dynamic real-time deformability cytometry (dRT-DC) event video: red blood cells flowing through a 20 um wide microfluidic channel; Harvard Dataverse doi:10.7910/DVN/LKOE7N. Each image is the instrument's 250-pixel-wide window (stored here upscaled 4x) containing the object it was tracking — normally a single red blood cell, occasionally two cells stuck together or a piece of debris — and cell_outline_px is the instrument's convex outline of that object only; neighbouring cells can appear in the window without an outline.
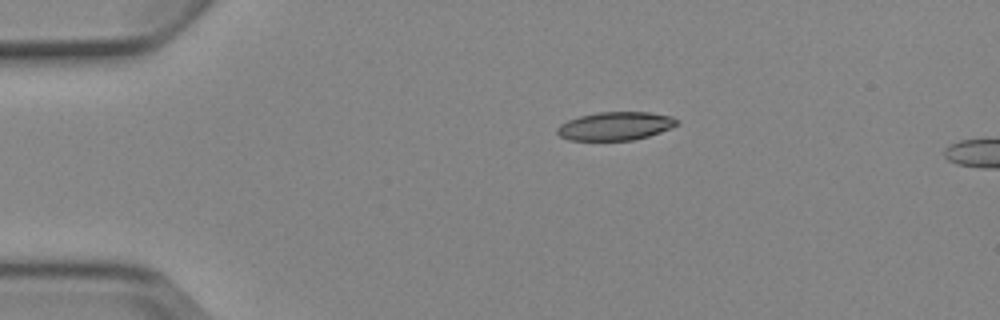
{"species": "Egyptian fruit bat (a non-hibernating species)", "species_latin": "Rousettus aegyptiacus", "temperature_condition": "cold", "stored_images_in_passage": 2, "camera_frame_rate_fps": 3000, "um_per_image_px": 0.085, "animal": {"sex": "female"}, "frame": {"image": 1, "passage_image": 1, "time_ms": 0.0, "image_size_px": [1000, 320], "cell_outline_px": [[680, 120], [672, 128], [648, 136], [632, 140], [568, 140], [560, 136], [556, 132], [556, 128], [560, 124], [568, 120], [580, 116], [600, 112], [648, 112], [672, 116]], "centroid_in_image_um": [52.31, 10.71], "position_along_channel_um": 32.7, "area_um2": 19.77}}